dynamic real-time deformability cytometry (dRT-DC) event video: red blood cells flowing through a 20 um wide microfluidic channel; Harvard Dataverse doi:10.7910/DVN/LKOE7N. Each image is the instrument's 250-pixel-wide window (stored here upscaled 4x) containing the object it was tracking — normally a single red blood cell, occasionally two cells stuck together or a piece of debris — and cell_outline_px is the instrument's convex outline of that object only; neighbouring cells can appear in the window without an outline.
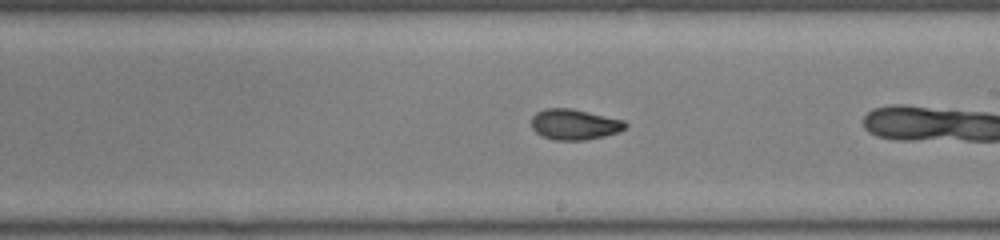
{"species": "common noctule bat (a hibernating species)", "species_latin": "Nyctalus noctula", "temperature_condition": "room temperature", "stored_images_in_passage": 23, "camera_frame_rate_fps": 3000, "um_per_image_px": 0.085, "animal": {"sex": "male", "body_mass_g": 19.0, "forearm_length_mm": 50.8}, "frame": {"image": 1, "passage_image": 13, "time_ms": 4.0, "image_size_px": [1000, 240], "cell_outline_px": [[628, 124], [620, 132], [604, 136], [584, 140], [552, 140], [540, 136], [532, 128], [532, 116], [536, 112], [544, 108], [572, 108], [624, 120]], "centroid_in_image_um": [48.81, 10.57], "position_along_channel_um": 240.2, "area_um2": 16.94}}
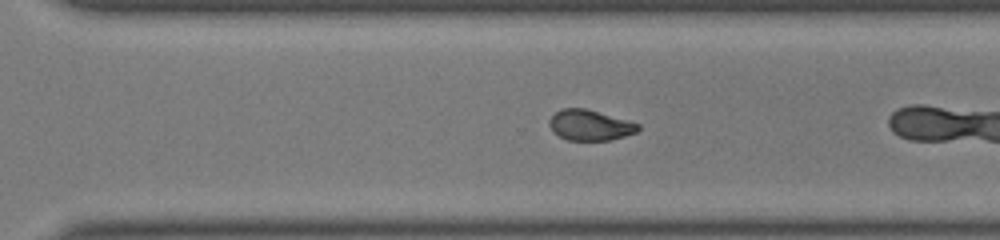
{"frame": {"image": 2, "passage_image": 19, "time_ms": 6.0, "image_size_px": [1000, 240], "cell_outline_px": [[640, 128], [636, 132], [612, 140], [568, 140], [560, 136], [548, 124], [548, 120], [560, 108], [584, 108], [640, 124]], "centroid_in_image_um": [50.14, 10.64], "position_along_channel_um": 320.5, "area_um2": 15.55}}
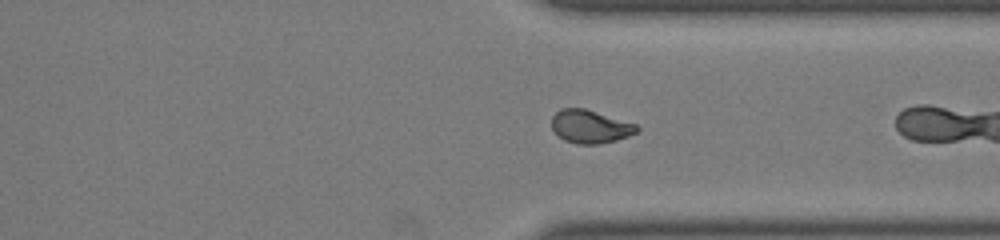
{"frame": {"image": 3, "passage_image": 22, "time_ms": 7.0, "image_size_px": [1000, 240], "cell_outline_px": [[640, 128], [636, 132], [628, 136], [616, 140], [600, 144], [576, 144], [564, 140], [552, 128], [552, 116], [560, 108], [584, 108], [636, 124]], "centroid_in_image_um": [50.16, 10.76], "position_along_channel_um": 361.2, "area_um2": 16.36}}